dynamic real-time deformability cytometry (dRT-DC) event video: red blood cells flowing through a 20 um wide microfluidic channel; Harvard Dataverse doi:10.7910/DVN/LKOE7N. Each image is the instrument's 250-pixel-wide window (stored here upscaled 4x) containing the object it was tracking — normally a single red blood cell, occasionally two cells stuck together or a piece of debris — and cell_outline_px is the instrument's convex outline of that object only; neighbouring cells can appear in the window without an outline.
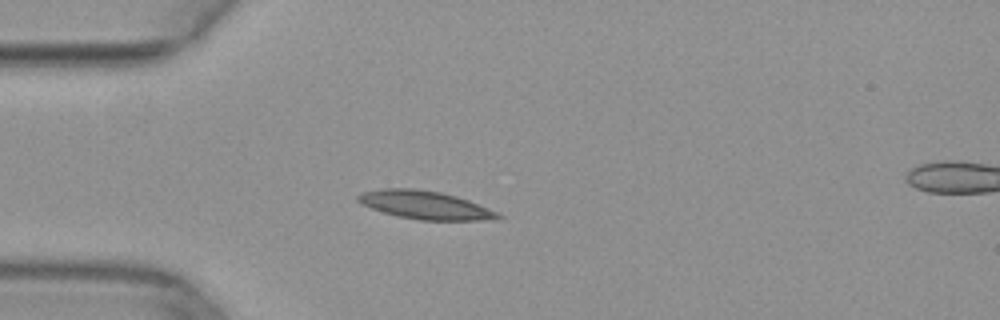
{"species": "common noctule bat (a hibernating species)", "species_latin": "Nyctalus noctula", "temperature_condition": "warm", "stored_images_in_passage": 44, "camera_frame_rate_fps": 3000, "um_per_image_px": 0.085, "animal": {"sex": "female", "body_mass_g": 29.2, "forearm_length_mm": 56.3}, "frame": {"image": 1, "passage_image": 8, "time_ms": 2.333, "image_size_px": [1000, 320], "cell_outline_px": [[504, 216], [500, 220], [420, 220], [396, 216], [360, 204], [356, 200], [356, 196], [360, 192], [380, 188], [412, 188], [440, 192], [456, 196], [468, 200], [500, 212]], "centroid_in_image_um": [36.15, 17.43], "position_along_channel_um": 48.9, "area_um2": 23.35}}
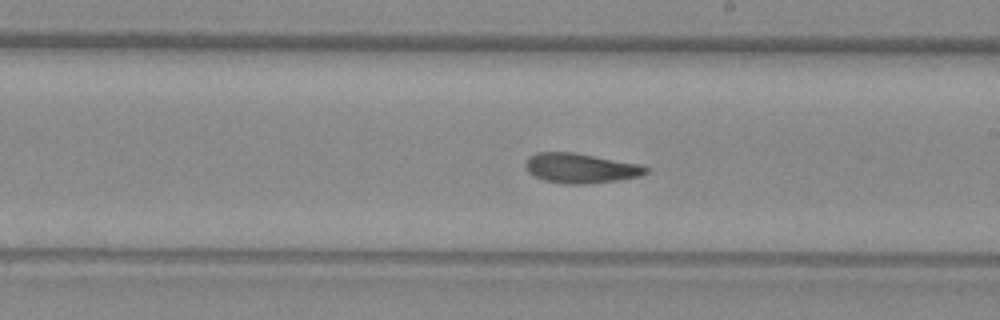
{"frame": {"image": 2, "passage_image": 23, "time_ms": 7.333, "image_size_px": [1000, 320], "cell_outline_px": [[648, 172], [640, 176], [620, 180], [584, 184], [568, 184], [544, 180], [528, 172], [524, 164], [528, 156], [536, 152], [572, 152], [640, 164], [648, 168]], "centroid_in_image_um": [49.34, 14.29], "position_along_channel_um": 239.7, "area_um2": 20.87}}
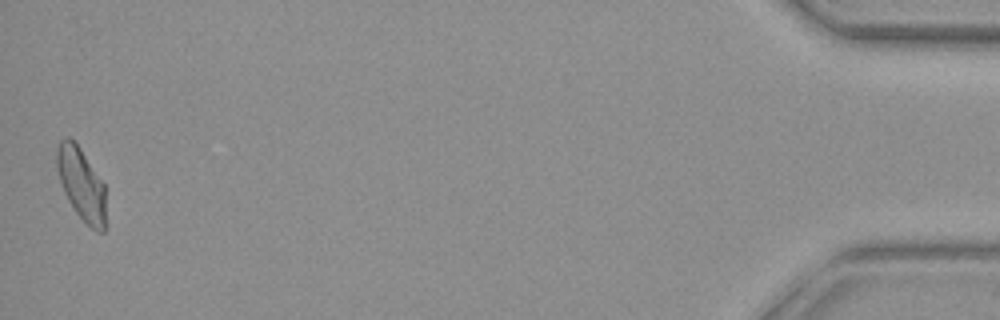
{"frame": {"image": 3, "passage_image": 44, "time_ms": 14.333, "image_size_px": [1000, 320], "cell_outline_px": [[104, 232], [96, 232], [76, 212], [68, 200], [60, 184], [56, 168], [56, 148], [60, 140], [64, 136], [68, 136], [80, 148], [104, 184]], "centroid_in_image_um": [6.86, 15.6], "position_along_channel_um": 428.3, "area_um2": 20.4}}